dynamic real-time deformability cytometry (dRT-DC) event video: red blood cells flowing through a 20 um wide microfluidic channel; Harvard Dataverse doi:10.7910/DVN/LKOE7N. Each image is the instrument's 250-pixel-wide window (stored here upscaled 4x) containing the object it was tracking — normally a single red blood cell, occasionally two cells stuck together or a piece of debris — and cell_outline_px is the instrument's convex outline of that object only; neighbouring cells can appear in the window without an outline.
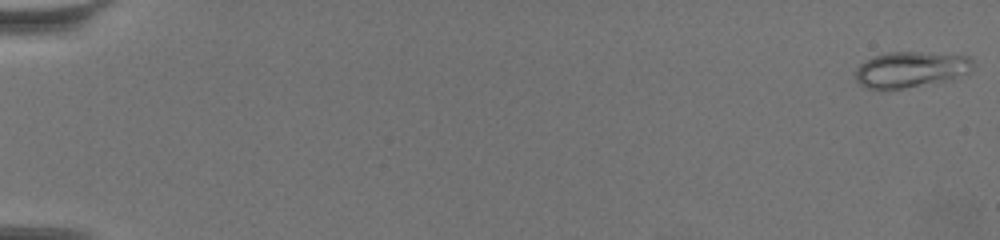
{"species": "common noctule bat (a hibernating species)", "species_latin": "Nyctalus noctula", "temperature_condition": "warm", "stored_images_in_passage": 12, "camera_frame_rate_fps": 3000, "um_per_image_px": 0.085, "animal": {"sex": "female", "body_mass_g": 19.5, "forearm_length_mm": 54.1}, "frame": {"image": 1, "passage_image": 1, "time_ms": 0.0, "image_size_px": [1000, 240], "cell_outline_px": [[972, 68], [968, 72], [940, 80], [904, 88], [864, 88], [856, 80], [856, 72], [860, 64], [876, 56], [892, 52], [912, 52], [968, 56], [972, 60]], "centroid_in_image_um": [77.35, 5.89], "position_along_channel_um": 7.6, "area_um2": 23.35}}